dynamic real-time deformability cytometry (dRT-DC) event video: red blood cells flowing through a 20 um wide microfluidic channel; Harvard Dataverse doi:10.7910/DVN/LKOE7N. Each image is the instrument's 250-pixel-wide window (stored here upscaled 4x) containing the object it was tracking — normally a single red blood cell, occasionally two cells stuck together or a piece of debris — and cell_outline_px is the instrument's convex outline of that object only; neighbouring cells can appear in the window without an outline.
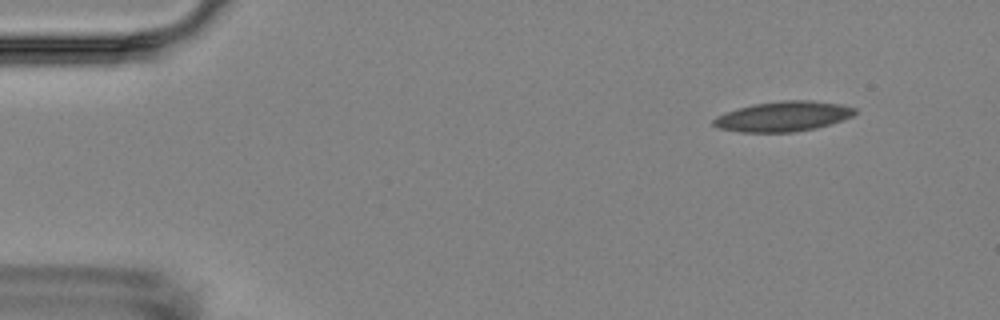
{"species": "Egyptian fruit bat (a non-hibernating species)", "species_latin": "Rousettus aegyptiacus", "temperature_condition": "room temperature", "stored_images_in_passage": 2, "camera_frame_rate_fps": 3000, "um_per_image_px": 0.085, "animal": {"sex": "female"}, "frame": {"image": 1, "passage_image": 2, "time_ms": 1.333, "image_size_px": [1000, 320], "cell_outline_px": [[856, 112], [852, 116], [816, 128], [792, 132], [740, 132], [716, 128], [712, 124], [712, 120], [716, 116], [752, 104], [784, 100], [812, 100], [840, 104], [856, 108]], "centroid_in_image_um": [66.54, 9.89], "position_along_channel_um": 18.5, "area_um2": 24.62}}